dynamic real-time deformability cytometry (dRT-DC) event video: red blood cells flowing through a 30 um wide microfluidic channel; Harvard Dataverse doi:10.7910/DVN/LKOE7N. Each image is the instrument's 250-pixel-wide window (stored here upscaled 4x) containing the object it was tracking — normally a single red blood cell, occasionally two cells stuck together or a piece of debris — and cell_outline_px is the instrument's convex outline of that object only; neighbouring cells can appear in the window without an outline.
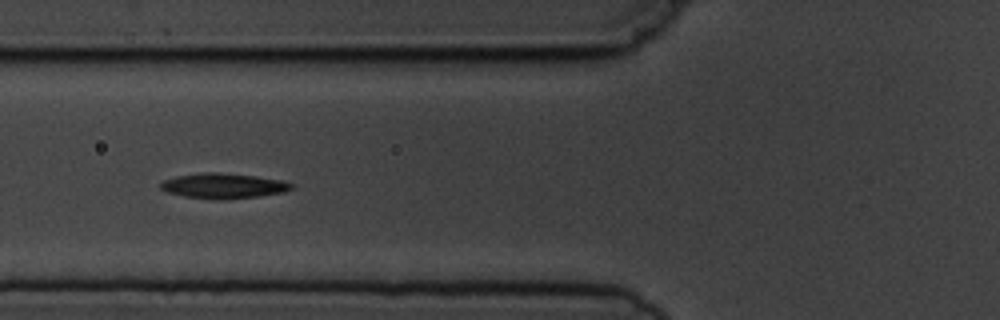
{"species": "common noctule bat (a hibernating species)", "species_latin": "Nyctalus noctula", "temperature_condition": "cold", "stored_images_in_passage": 9, "camera_frame_rate_fps": 3000, "um_per_image_px": 0.085, "animal": {"sex": "male", "body_mass_g": 19.5, "forearm_length_mm": 54.6}, "frame": {"image": 1, "passage_image": 6, "time_ms": 5.667, "image_size_px": [1000, 320], "cell_outline_px": [[292, 188], [284, 192], [256, 196], [184, 196], [168, 192], [160, 188], [160, 184], [164, 180], [176, 176], [204, 172], [216, 172], [252, 176], [280, 180], [292, 184]], "centroid_in_image_um": [18.96, 15.74], "position_along_channel_um": 106.8, "area_um2": 17.74}}
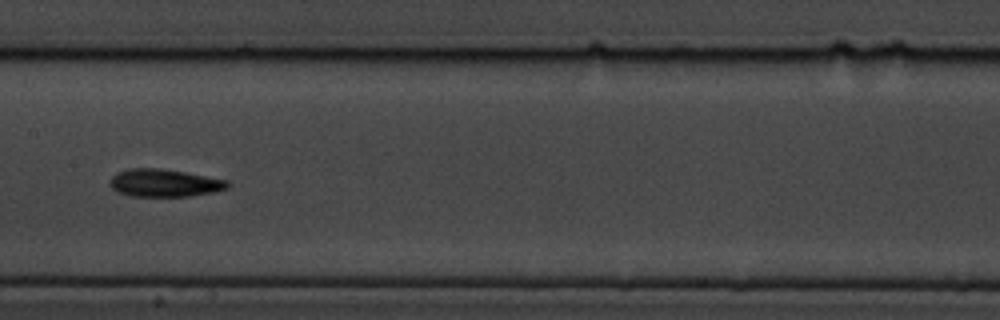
{"frame": {"image": 2, "passage_image": 8, "time_ms": 8.0, "image_size_px": [1000, 320], "cell_outline_px": [[232, 184], [228, 188], [212, 192], [188, 196], [132, 196], [116, 192], [108, 184], [108, 180], [116, 172], [128, 168], [156, 168], [184, 172], [228, 180]], "centroid_in_image_um": [13.93, 15.55], "position_along_channel_um": 193.5, "area_um2": 19.07}}
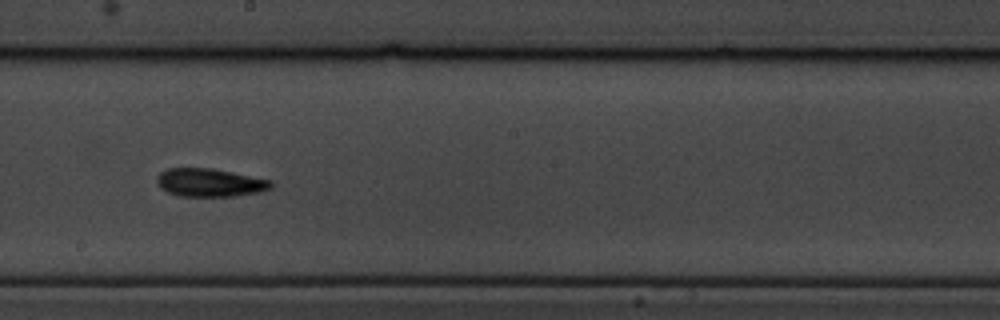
{"frame": {"image": 3, "passage_image": 9, "time_ms": 9.0, "image_size_px": [1000, 320], "cell_outline_px": [[272, 188], [260, 192], [236, 196], [180, 196], [168, 192], [160, 188], [156, 180], [156, 176], [160, 172], [168, 168], [212, 168], [272, 180]], "centroid_in_image_um": [17.83, 15.52], "position_along_channel_um": 230.4, "area_um2": 18.84}}